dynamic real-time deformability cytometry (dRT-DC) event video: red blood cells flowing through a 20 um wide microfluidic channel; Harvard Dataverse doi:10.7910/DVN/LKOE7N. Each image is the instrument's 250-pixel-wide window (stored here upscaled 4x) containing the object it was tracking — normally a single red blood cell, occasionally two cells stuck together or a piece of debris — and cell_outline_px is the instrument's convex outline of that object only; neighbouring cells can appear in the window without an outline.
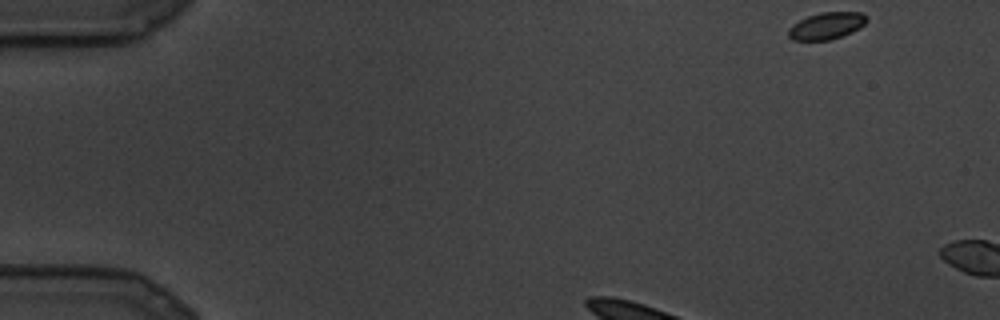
{"species": "common noctule bat (a hibernating species)", "species_latin": "Nyctalus noctula", "temperature_condition": "cold", "stored_images_in_passage": 3, "camera_frame_rate_fps": 3000, "um_per_image_px": 0.085, "animal": {"sex": "male", "body_mass_g": 19.5, "forearm_length_mm": 54.6}, "frame": {"image": 1, "passage_image": 1, "time_ms": 0.0, "image_size_px": [1000, 320], "cell_outline_px": [[868, 20], [860, 28], [852, 32], [832, 40], [792, 40], [788, 36], [788, 28], [792, 24], [808, 16], [820, 12], [860, 12], [868, 16]], "centroid_in_image_um": [70.27, 2.19], "position_along_channel_um": 14.7, "area_um2": 12.43}}